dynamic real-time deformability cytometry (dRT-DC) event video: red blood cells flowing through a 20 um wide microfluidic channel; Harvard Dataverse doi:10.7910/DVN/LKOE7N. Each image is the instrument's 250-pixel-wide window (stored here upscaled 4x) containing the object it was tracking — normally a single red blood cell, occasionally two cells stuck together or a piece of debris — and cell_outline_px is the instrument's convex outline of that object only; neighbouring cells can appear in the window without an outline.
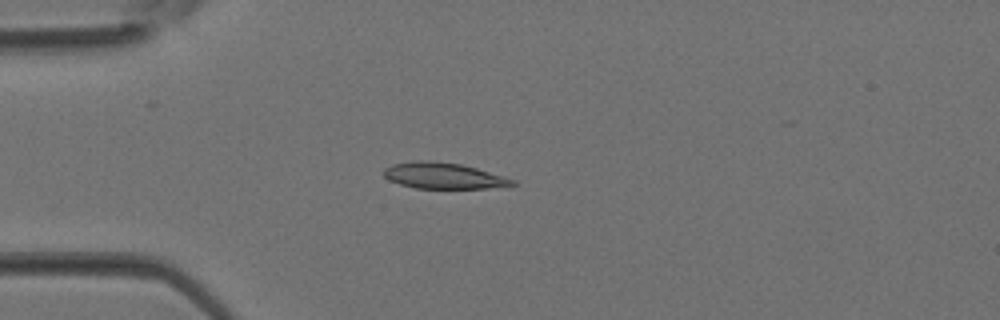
{"species": "Egyptian fruit bat (a non-hibernating species)", "species_latin": "Rousettus aegyptiacus", "temperature_condition": "room temperature", "stored_images_in_passage": 3, "camera_frame_rate_fps": 3000, "um_per_image_px": 0.085, "animal": {"sex": "female"}, "frame": {"image": 1, "passage_image": 3, "time_ms": 0.667, "image_size_px": [1000, 320], "cell_outline_px": [[516, 184], [488, 188], [416, 188], [400, 184], [388, 180], [384, 176], [384, 168], [392, 164], [416, 160], [428, 160], [460, 164], [476, 168], [504, 176], [516, 180]], "centroid_in_image_um": [37.67, 14.93], "position_along_channel_um": 47.3, "area_um2": 19.42}}